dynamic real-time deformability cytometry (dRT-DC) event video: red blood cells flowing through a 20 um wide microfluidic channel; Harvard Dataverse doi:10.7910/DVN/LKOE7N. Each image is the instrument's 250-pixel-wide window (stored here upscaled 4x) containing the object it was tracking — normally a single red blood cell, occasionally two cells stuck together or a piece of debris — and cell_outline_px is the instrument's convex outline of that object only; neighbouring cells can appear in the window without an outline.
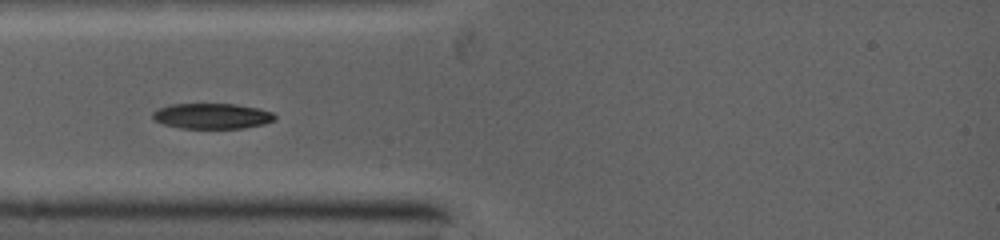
{"species": "common noctule bat (a hibernating species)", "species_latin": "Nyctalus noctula", "temperature_condition": "warm", "stored_images_in_passage": 11, "camera_frame_rate_fps": 5000, "um_per_image_px": 0.085, "animal": {"sex": "female", "body_mass_g": 19.0, "forearm_length_mm": 53.3}, "frame": {"image": 1, "passage_image": 1, "time_ms": 0.0, "image_size_px": [1000, 240], "cell_outline_px": [[276, 116], [272, 120], [264, 124], [244, 128], [180, 128], [164, 124], [156, 120], [152, 116], [152, 112], [160, 108], [172, 104], [232, 104], [256, 108], [272, 112]], "centroid_in_image_um": [18.01, 9.87], "position_along_channel_um": 67.0, "area_um2": 17.86}}
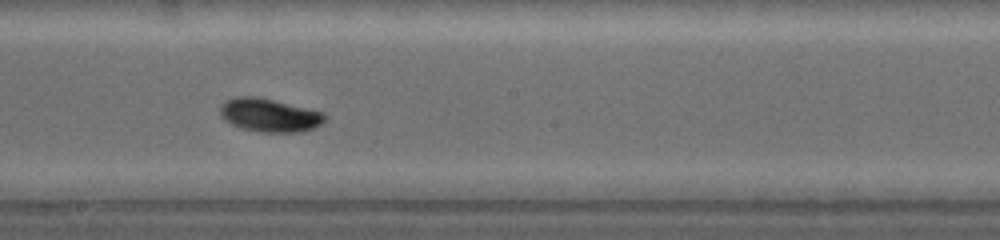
{"frame": {"image": 2, "passage_image": 5, "time_ms": 3.6, "image_size_px": [1000, 240], "cell_outline_px": [[324, 120], [320, 124], [312, 128], [296, 132], [260, 132], [244, 128], [232, 124], [220, 112], [220, 108], [228, 100], [240, 96], [252, 96], [272, 100], [320, 112], [324, 116]], "centroid_in_image_um": [22.89, 9.8], "position_along_channel_um": 225.3, "area_um2": 19.31}}
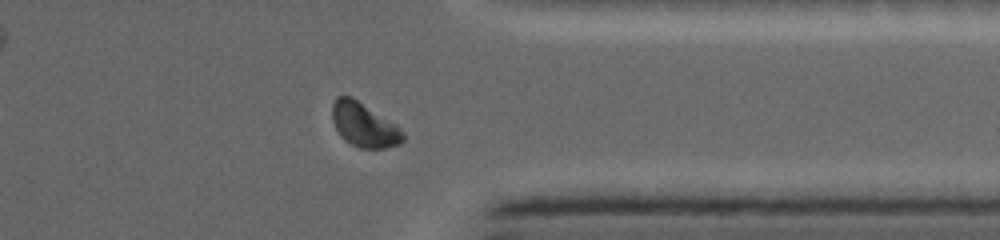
{"frame": {"image": 3, "passage_image": 9, "time_ms": 7.2, "image_size_px": [1000, 240], "cell_outline_px": [[404, 140], [400, 144], [384, 148], [360, 148], [344, 140], [336, 128], [332, 120], [332, 104], [336, 96], [352, 96], [396, 124], [404, 132]], "centroid_in_image_um": [30.95, 10.6], "position_along_channel_um": 380.5, "area_um2": 18.26}}